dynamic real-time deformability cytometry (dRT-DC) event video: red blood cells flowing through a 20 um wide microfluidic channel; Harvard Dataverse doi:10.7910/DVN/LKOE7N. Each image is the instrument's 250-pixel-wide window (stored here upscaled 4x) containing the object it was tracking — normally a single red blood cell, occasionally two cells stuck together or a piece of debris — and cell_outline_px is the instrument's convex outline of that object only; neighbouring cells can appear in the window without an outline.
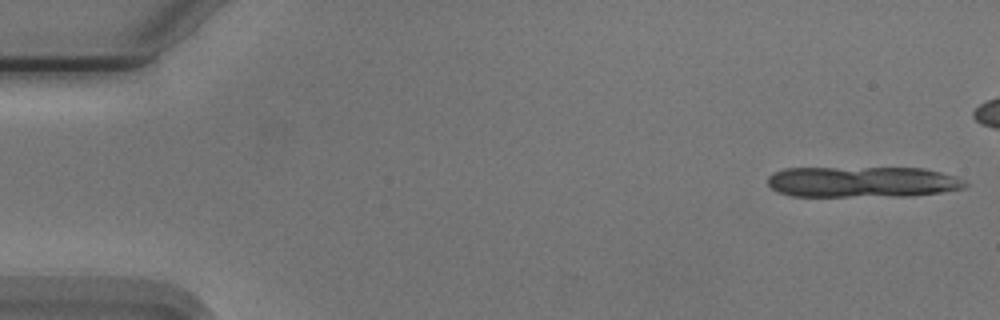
{"species": "Egyptian fruit bat (a non-hibernating species)", "species_latin": "Rousettus aegyptiacus", "temperature_condition": "cold", "stored_images_in_passage": 10, "camera_frame_rate_fps": 3000, "um_per_image_px": 0.085, "animal": {"sex": "male"}, "frame": {"image": 1, "passage_image": 1, "time_ms": 0.0, "image_size_px": [1000, 320], "cell_outline_px": [[968, 184], [964, 188], [940, 192], [912, 196], [792, 196], [776, 192], [768, 184], [768, 176], [784, 168], [924, 168], [956, 176], [964, 180]], "centroid_in_image_um": [73.31, 15.46], "position_along_channel_um": 11.7, "area_um2": 35.66}}